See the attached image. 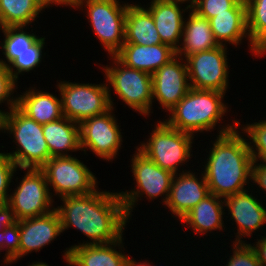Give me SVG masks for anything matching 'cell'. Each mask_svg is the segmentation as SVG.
<instances>
[{
  "instance_id": "24",
  "label": "cell",
  "mask_w": 266,
  "mask_h": 266,
  "mask_svg": "<svg viewBox=\"0 0 266 266\" xmlns=\"http://www.w3.org/2000/svg\"><path fill=\"white\" fill-rule=\"evenodd\" d=\"M42 130L51 158L72 156L67 151L81 150L79 124L67 117L43 124Z\"/></svg>"
},
{
  "instance_id": "32",
  "label": "cell",
  "mask_w": 266,
  "mask_h": 266,
  "mask_svg": "<svg viewBox=\"0 0 266 266\" xmlns=\"http://www.w3.org/2000/svg\"><path fill=\"white\" fill-rule=\"evenodd\" d=\"M241 130L249 137L250 143L248 141L247 144L253 161L266 163V120L246 124Z\"/></svg>"
},
{
  "instance_id": "41",
  "label": "cell",
  "mask_w": 266,
  "mask_h": 266,
  "mask_svg": "<svg viewBox=\"0 0 266 266\" xmlns=\"http://www.w3.org/2000/svg\"><path fill=\"white\" fill-rule=\"evenodd\" d=\"M171 1H179V2H183V4L186 2V3H190V7L193 5V3L196 1V0H171Z\"/></svg>"
},
{
  "instance_id": "27",
  "label": "cell",
  "mask_w": 266,
  "mask_h": 266,
  "mask_svg": "<svg viewBox=\"0 0 266 266\" xmlns=\"http://www.w3.org/2000/svg\"><path fill=\"white\" fill-rule=\"evenodd\" d=\"M250 51L256 56L266 53V0H245Z\"/></svg>"
},
{
  "instance_id": "36",
  "label": "cell",
  "mask_w": 266,
  "mask_h": 266,
  "mask_svg": "<svg viewBox=\"0 0 266 266\" xmlns=\"http://www.w3.org/2000/svg\"><path fill=\"white\" fill-rule=\"evenodd\" d=\"M233 255L227 260L226 266H261L254 250L246 243H233Z\"/></svg>"
},
{
  "instance_id": "40",
  "label": "cell",
  "mask_w": 266,
  "mask_h": 266,
  "mask_svg": "<svg viewBox=\"0 0 266 266\" xmlns=\"http://www.w3.org/2000/svg\"><path fill=\"white\" fill-rule=\"evenodd\" d=\"M126 266H151L150 264H149V262L148 263H146V262H136V260H134V258H132V259H130L129 260V262L127 263V265Z\"/></svg>"
},
{
  "instance_id": "22",
  "label": "cell",
  "mask_w": 266,
  "mask_h": 266,
  "mask_svg": "<svg viewBox=\"0 0 266 266\" xmlns=\"http://www.w3.org/2000/svg\"><path fill=\"white\" fill-rule=\"evenodd\" d=\"M223 207H225L224 199L210 193L179 221L189 225L196 235L204 236L207 232L221 231L224 230Z\"/></svg>"
},
{
  "instance_id": "33",
  "label": "cell",
  "mask_w": 266,
  "mask_h": 266,
  "mask_svg": "<svg viewBox=\"0 0 266 266\" xmlns=\"http://www.w3.org/2000/svg\"><path fill=\"white\" fill-rule=\"evenodd\" d=\"M191 9L198 15L210 19L229 9H246L245 0H196Z\"/></svg>"
},
{
  "instance_id": "31",
  "label": "cell",
  "mask_w": 266,
  "mask_h": 266,
  "mask_svg": "<svg viewBox=\"0 0 266 266\" xmlns=\"http://www.w3.org/2000/svg\"><path fill=\"white\" fill-rule=\"evenodd\" d=\"M16 220L13 211L8 204L0 205V252L4 249L6 254L4 261L12 262V253L14 250V227ZM1 254V253H0Z\"/></svg>"
},
{
  "instance_id": "4",
  "label": "cell",
  "mask_w": 266,
  "mask_h": 266,
  "mask_svg": "<svg viewBox=\"0 0 266 266\" xmlns=\"http://www.w3.org/2000/svg\"><path fill=\"white\" fill-rule=\"evenodd\" d=\"M0 130L13 135L16 151L7 155L19 169H40L51 157L43 136L42 124L30 119L17 107L6 112L0 120Z\"/></svg>"
},
{
  "instance_id": "30",
  "label": "cell",
  "mask_w": 266,
  "mask_h": 266,
  "mask_svg": "<svg viewBox=\"0 0 266 266\" xmlns=\"http://www.w3.org/2000/svg\"><path fill=\"white\" fill-rule=\"evenodd\" d=\"M45 39V36L44 38L40 37L32 45V51H25L24 53L17 54V58L8 66V70L16 82L19 79V74L30 72L35 67L39 66L38 64H40L42 60V50L45 45Z\"/></svg>"
},
{
  "instance_id": "28",
  "label": "cell",
  "mask_w": 266,
  "mask_h": 266,
  "mask_svg": "<svg viewBox=\"0 0 266 266\" xmlns=\"http://www.w3.org/2000/svg\"><path fill=\"white\" fill-rule=\"evenodd\" d=\"M42 10L37 0H0V28L25 26L27 29Z\"/></svg>"
},
{
  "instance_id": "12",
  "label": "cell",
  "mask_w": 266,
  "mask_h": 266,
  "mask_svg": "<svg viewBox=\"0 0 266 266\" xmlns=\"http://www.w3.org/2000/svg\"><path fill=\"white\" fill-rule=\"evenodd\" d=\"M227 52L225 45H219L187 56L190 87L226 93L229 79Z\"/></svg>"
},
{
  "instance_id": "7",
  "label": "cell",
  "mask_w": 266,
  "mask_h": 266,
  "mask_svg": "<svg viewBox=\"0 0 266 266\" xmlns=\"http://www.w3.org/2000/svg\"><path fill=\"white\" fill-rule=\"evenodd\" d=\"M128 5H120L119 0H75L74 9L86 8L94 34L108 54L114 56L125 43Z\"/></svg>"
},
{
  "instance_id": "39",
  "label": "cell",
  "mask_w": 266,
  "mask_h": 266,
  "mask_svg": "<svg viewBox=\"0 0 266 266\" xmlns=\"http://www.w3.org/2000/svg\"><path fill=\"white\" fill-rule=\"evenodd\" d=\"M39 4L44 8H48L50 5H62L70 6L74 8L75 0H37Z\"/></svg>"
},
{
  "instance_id": "34",
  "label": "cell",
  "mask_w": 266,
  "mask_h": 266,
  "mask_svg": "<svg viewBox=\"0 0 266 266\" xmlns=\"http://www.w3.org/2000/svg\"><path fill=\"white\" fill-rule=\"evenodd\" d=\"M15 88L17 89L16 81L13 79L8 67L0 61V104L7 101L9 110L16 107L17 98H13V96L11 97ZM5 112L6 111L0 110V120L6 114Z\"/></svg>"
},
{
  "instance_id": "13",
  "label": "cell",
  "mask_w": 266,
  "mask_h": 266,
  "mask_svg": "<svg viewBox=\"0 0 266 266\" xmlns=\"http://www.w3.org/2000/svg\"><path fill=\"white\" fill-rule=\"evenodd\" d=\"M113 109L85 119L79 124L81 151L86 152V149H89L106 161L116 158L123 140Z\"/></svg>"
},
{
  "instance_id": "23",
  "label": "cell",
  "mask_w": 266,
  "mask_h": 266,
  "mask_svg": "<svg viewBox=\"0 0 266 266\" xmlns=\"http://www.w3.org/2000/svg\"><path fill=\"white\" fill-rule=\"evenodd\" d=\"M183 24V42L176 50V55L186 58L194 53L206 51L219 46L215 40L208 19L198 15L192 9ZM187 21V22H186ZM183 46V47H181Z\"/></svg>"
},
{
  "instance_id": "42",
  "label": "cell",
  "mask_w": 266,
  "mask_h": 266,
  "mask_svg": "<svg viewBox=\"0 0 266 266\" xmlns=\"http://www.w3.org/2000/svg\"><path fill=\"white\" fill-rule=\"evenodd\" d=\"M28 266H49V265L44 262H36L35 264L33 263L32 265H28Z\"/></svg>"
},
{
  "instance_id": "17",
  "label": "cell",
  "mask_w": 266,
  "mask_h": 266,
  "mask_svg": "<svg viewBox=\"0 0 266 266\" xmlns=\"http://www.w3.org/2000/svg\"><path fill=\"white\" fill-rule=\"evenodd\" d=\"M196 173L182 171L174 174L166 207L175 217L182 219L194 206L210 194L204 173L197 178Z\"/></svg>"
},
{
  "instance_id": "11",
  "label": "cell",
  "mask_w": 266,
  "mask_h": 266,
  "mask_svg": "<svg viewBox=\"0 0 266 266\" xmlns=\"http://www.w3.org/2000/svg\"><path fill=\"white\" fill-rule=\"evenodd\" d=\"M21 170L27 172L8 201L15 220L20 221L52 212L55 209L52 204L53 193L50 192L44 172L34 168Z\"/></svg>"
},
{
  "instance_id": "8",
  "label": "cell",
  "mask_w": 266,
  "mask_h": 266,
  "mask_svg": "<svg viewBox=\"0 0 266 266\" xmlns=\"http://www.w3.org/2000/svg\"><path fill=\"white\" fill-rule=\"evenodd\" d=\"M112 58L113 66L102 67L109 84L107 86H112L118 98L131 109L145 116L151 115L152 75L125 66L115 56H111Z\"/></svg>"
},
{
  "instance_id": "6",
  "label": "cell",
  "mask_w": 266,
  "mask_h": 266,
  "mask_svg": "<svg viewBox=\"0 0 266 266\" xmlns=\"http://www.w3.org/2000/svg\"><path fill=\"white\" fill-rule=\"evenodd\" d=\"M56 86L60 93L63 116L78 124L85 119L102 115L114 106L107 83L60 81Z\"/></svg>"
},
{
  "instance_id": "14",
  "label": "cell",
  "mask_w": 266,
  "mask_h": 266,
  "mask_svg": "<svg viewBox=\"0 0 266 266\" xmlns=\"http://www.w3.org/2000/svg\"><path fill=\"white\" fill-rule=\"evenodd\" d=\"M61 233L63 232L60 217L55 209L43 216L16 221L12 262H8L6 265L17 262L33 250L39 251Z\"/></svg>"
},
{
  "instance_id": "26",
  "label": "cell",
  "mask_w": 266,
  "mask_h": 266,
  "mask_svg": "<svg viewBox=\"0 0 266 266\" xmlns=\"http://www.w3.org/2000/svg\"><path fill=\"white\" fill-rule=\"evenodd\" d=\"M211 30L219 45L226 42L238 46L248 38L246 9H229L228 13L217 14L209 19ZM225 42V43H223Z\"/></svg>"
},
{
  "instance_id": "35",
  "label": "cell",
  "mask_w": 266,
  "mask_h": 266,
  "mask_svg": "<svg viewBox=\"0 0 266 266\" xmlns=\"http://www.w3.org/2000/svg\"><path fill=\"white\" fill-rule=\"evenodd\" d=\"M17 171L16 164L13 160L7 155V153H0V205L8 204L9 194L8 190L9 185L12 182L13 175Z\"/></svg>"
},
{
  "instance_id": "2",
  "label": "cell",
  "mask_w": 266,
  "mask_h": 266,
  "mask_svg": "<svg viewBox=\"0 0 266 266\" xmlns=\"http://www.w3.org/2000/svg\"><path fill=\"white\" fill-rule=\"evenodd\" d=\"M233 123L219 130L203 171L210 193L223 199L246 190L254 162L246 139L238 133L239 120Z\"/></svg>"
},
{
  "instance_id": "25",
  "label": "cell",
  "mask_w": 266,
  "mask_h": 266,
  "mask_svg": "<svg viewBox=\"0 0 266 266\" xmlns=\"http://www.w3.org/2000/svg\"><path fill=\"white\" fill-rule=\"evenodd\" d=\"M125 43L137 45L163 43L147 7L133 3L128 5L125 20Z\"/></svg>"
},
{
  "instance_id": "29",
  "label": "cell",
  "mask_w": 266,
  "mask_h": 266,
  "mask_svg": "<svg viewBox=\"0 0 266 266\" xmlns=\"http://www.w3.org/2000/svg\"><path fill=\"white\" fill-rule=\"evenodd\" d=\"M5 38L3 40L2 52L7 60L0 59L7 67L17 58V54L32 51V45L39 39L34 33L26 32L25 26H8L0 28Z\"/></svg>"
},
{
  "instance_id": "16",
  "label": "cell",
  "mask_w": 266,
  "mask_h": 266,
  "mask_svg": "<svg viewBox=\"0 0 266 266\" xmlns=\"http://www.w3.org/2000/svg\"><path fill=\"white\" fill-rule=\"evenodd\" d=\"M247 189L224 198V205L237 225L236 240L233 243H245L242 236H252V232L266 224V207Z\"/></svg>"
},
{
  "instance_id": "38",
  "label": "cell",
  "mask_w": 266,
  "mask_h": 266,
  "mask_svg": "<svg viewBox=\"0 0 266 266\" xmlns=\"http://www.w3.org/2000/svg\"><path fill=\"white\" fill-rule=\"evenodd\" d=\"M254 250L255 255L261 266H266V236L261 237L256 244H249Z\"/></svg>"
},
{
  "instance_id": "10",
  "label": "cell",
  "mask_w": 266,
  "mask_h": 266,
  "mask_svg": "<svg viewBox=\"0 0 266 266\" xmlns=\"http://www.w3.org/2000/svg\"><path fill=\"white\" fill-rule=\"evenodd\" d=\"M40 169L60 198L87 195L98 188L95 175L77 157H53Z\"/></svg>"
},
{
  "instance_id": "5",
  "label": "cell",
  "mask_w": 266,
  "mask_h": 266,
  "mask_svg": "<svg viewBox=\"0 0 266 266\" xmlns=\"http://www.w3.org/2000/svg\"><path fill=\"white\" fill-rule=\"evenodd\" d=\"M154 128L148 141L136 148L162 169L177 174L179 165L192 156L195 135L172 128L165 121Z\"/></svg>"
},
{
  "instance_id": "1",
  "label": "cell",
  "mask_w": 266,
  "mask_h": 266,
  "mask_svg": "<svg viewBox=\"0 0 266 266\" xmlns=\"http://www.w3.org/2000/svg\"><path fill=\"white\" fill-rule=\"evenodd\" d=\"M80 196L63 197L58 212L62 232L70 227L84 233L90 242L83 244H106L123 237L129 222L124 204L118 192L98 191Z\"/></svg>"
},
{
  "instance_id": "19",
  "label": "cell",
  "mask_w": 266,
  "mask_h": 266,
  "mask_svg": "<svg viewBox=\"0 0 266 266\" xmlns=\"http://www.w3.org/2000/svg\"><path fill=\"white\" fill-rule=\"evenodd\" d=\"M114 56L127 67L152 75L176 56V50L165 43L155 45L124 43Z\"/></svg>"
},
{
  "instance_id": "3",
  "label": "cell",
  "mask_w": 266,
  "mask_h": 266,
  "mask_svg": "<svg viewBox=\"0 0 266 266\" xmlns=\"http://www.w3.org/2000/svg\"><path fill=\"white\" fill-rule=\"evenodd\" d=\"M226 93L190 88L188 93L170 110L165 122L172 128L194 135L213 130L228 111Z\"/></svg>"
},
{
  "instance_id": "18",
  "label": "cell",
  "mask_w": 266,
  "mask_h": 266,
  "mask_svg": "<svg viewBox=\"0 0 266 266\" xmlns=\"http://www.w3.org/2000/svg\"><path fill=\"white\" fill-rule=\"evenodd\" d=\"M123 240L106 244H75L66 248L63 259L69 266H126L131 258L120 251ZM116 246L121 249L117 251Z\"/></svg>"
},
{
  "instance_id": "15",
  "label": "cell",
  "mask_w": 266,
  "mask_h": 266,
  "mask_svg": "<svg viewBox=\"0 0 266 266\" xmlns=\"http://www.w3.org/2000/svg\"><path fill=\"white\" fill-rule=\"evenodd\" d=\"M183 60L176 55L152 74L153 101L157 99L164 110H172L191 88Z\"/></svg>"
},
{
  "instance_id": "37",
  "label": "cell",
  "mask_w": 266,
  "mask_h": 266,
  "mask_svg": "<svg viewBox=\"0 0 266 266\" xmlns=\"http://www.w3.org/2000/svg\"><path fill=\"white\" fill-rule=\"evenodd\" d=\"M261 163V164H260ZM254 161L251 167V182L266 191V163Z\"/></svg>"
},
{
  "instance_id": "9",
  "label": "cell",
  "mask_w": 266,
  "mask_h": 266,
  "mask_svg": "<svg viewBox=\"0 0 266 266\" xmlns=\"http://www.w3.org/2000/svg\"><path fill=\"white\" fill-rule=\"evenodd\" d=\"M135 154L132 156L131 168L134 180L136 181V188L129 192H120L119 195L124 204L127 217L130 218L131 212L135 207L138 199L146 195L150 200L155 199L159 196L162 198L163 204L167 203L171 183L174 174L168 170H164L159 167L156 163L147 158L137 148ZM136 189V190H135Z\"/></svg>"
},
{
  "instance_id": "20",
  "label": "cell",
  "mask_w": 266,
  "mask_h": 266,
  "mask_svg": "<svg viewBox=\"0 0 266 266\" xmlns=\"http://www.w3.org/2000/svg\"><path fill=\"white\" fill-rule=\"evenodd\" d=\"M182 3L171 0H152L150 7L147 8L153 17L161 41L175 50L178 49L182 39L185 20L183 12L185 13L186 10L191 9L190 5H186L185 9H181L180 4Z\"/></svg>"
},
{
  "instance_id": "21",
  "label": "cell",
  "mask_w": 266,
  "mask_h": 266,
  "mask_svg": "<svg viewBox=\"0 0 266 266\" xmlns=\"http://www.w3.org/2000/svg\"><path fill=\"white\" fill-rule=\"evenodd\" d=\"M29 88L17 96L16 107L39 124H46L63 117L61 99L49 92Z\"/></svg>"
}]
</instances>
